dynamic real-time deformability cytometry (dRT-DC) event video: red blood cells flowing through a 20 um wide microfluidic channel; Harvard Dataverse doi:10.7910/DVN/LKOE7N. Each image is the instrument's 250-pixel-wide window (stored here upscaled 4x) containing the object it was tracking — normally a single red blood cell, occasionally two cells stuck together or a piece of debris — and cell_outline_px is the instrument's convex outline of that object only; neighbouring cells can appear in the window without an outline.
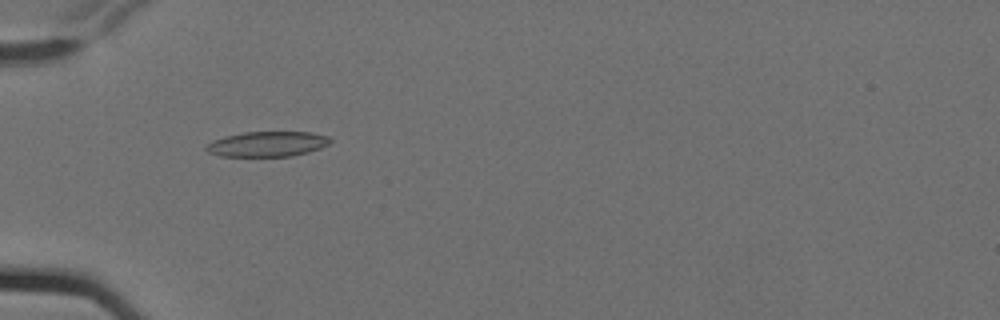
{"species": "Egyptian fruit bat (a non-hibernating species)", "species_latin": "Rousettus aegyptiacus", "temperature_condition": "cold", "stored_images_in_passage": 3, "camera_frame_rate_fps": 3000, "um_per_image_px": 0.085, "animal": {"sex": "female"}, "frame": {"image": 1, "passage_image": 2, "time_ms": 0.333, "image_size_px": [1000, 320], "cell_outline_px": [[332, 140], [328, 144], [320, 148], [308, 152], [292, 156], [220, 156], [208, 152], [204, 148], [212, 140], [224, 136], [244, 132], [312, 132], [328, 136]], "centroid_in_image_um": [22.72, 12.24], "position_along_channel_um": 62.3, "area_um2": 18.21}}
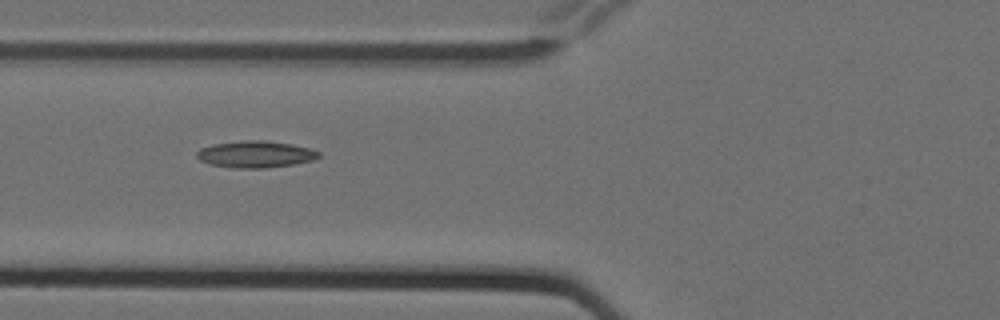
{"frame": {"image": 2, "passage_image": 3, "time_ms": 0.667, "image_size_px": [1000, 320], "cell_outline_px": [[320, 156], [312, 160], [292, 164], [264, 168], [236, 168], [208, 164], [200, 160], [196, 156], [196, 152], [200, 148], [212, 144], [244, 140], [264, 140], [292, 144], [308, 148], [320, 152]], "centroid_in_image_um": [21.67, 13.1], "position_along_channel_um": 104.1, "area_um2": 18.96}}